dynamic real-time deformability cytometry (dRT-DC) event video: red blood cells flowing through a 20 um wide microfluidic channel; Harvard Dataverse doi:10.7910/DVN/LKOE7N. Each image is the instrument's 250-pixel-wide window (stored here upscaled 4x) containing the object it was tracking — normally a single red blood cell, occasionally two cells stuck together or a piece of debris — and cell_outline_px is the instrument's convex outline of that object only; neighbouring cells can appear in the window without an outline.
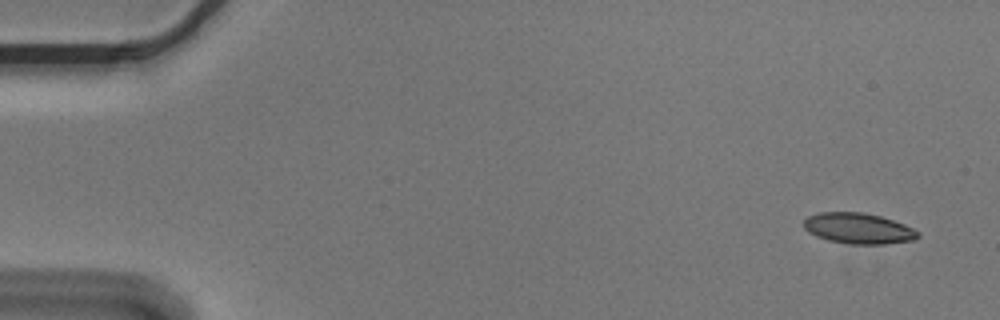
{"species": "Egyptian fruit bat (a non-hibernating species)", "species_latin": "Rousettus aegyptiacus", "temperature_condition": "cold", "stored_images_in_passage": 6, "camera_frame_rate_fps": 3000, "um_per_image_px": 0.085, "animal": {"sex": "male"}, "frame": {"image": 1, "passage_image": 1, "time_ms": 0.0, "image_size_px": [1000, 320], "cell_outline_px": [[920, 236], [916, 240], [884, 244], [852, 244], [828, 240], [816, 236], [808, 232], [804, 228], [804, 220], [808, 216], [820, 212], [864, 212], [880, 216], [904, 224], [920, 232]], "centroid_in_image_um": [72.98, 19.41], "position_along_channel_um": 12.0, "area_um2": 20.52}}
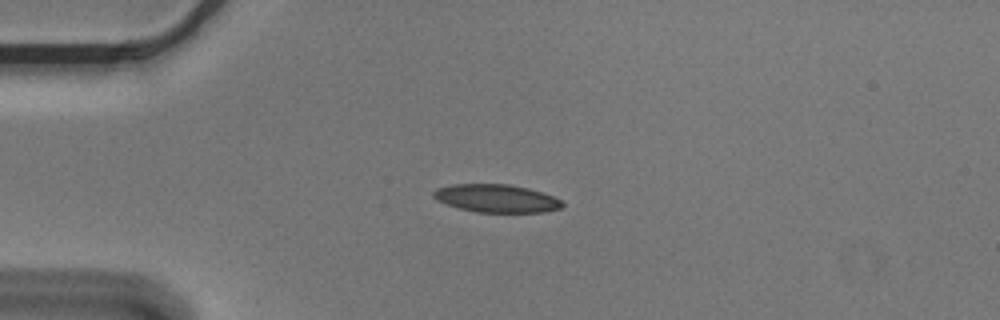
{"frame": {"image": 2, "passage_image": 4, "time_ms": 1.0, "image_size_px": [1000, 320], "cell_outline_px": [[564, 204], [560, 208], [544, 212], [476, 212], [460, 208], [436, 200], [432, 196], [432, 192], [436, 188], [452, 184], [508, 184], [528, 188], [552, 196], [560, 200]], "centroid_in_image_um": [42.16, 16.85], "position_along_channel_um": 42.8, "area_um2": 20.87}}
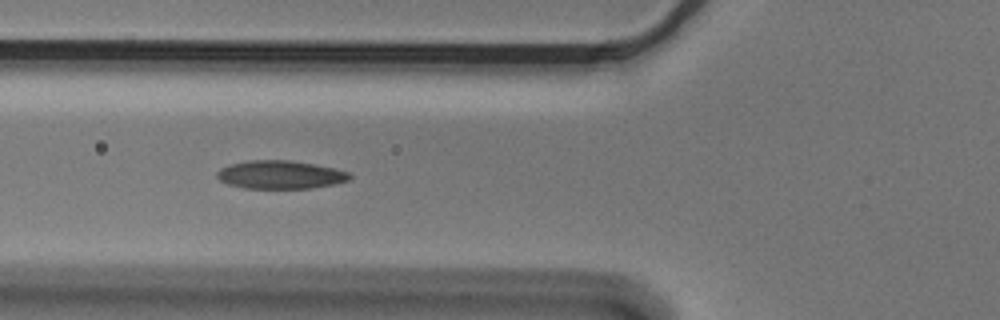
{"frame": {"image": 3, "passage_image": 6, "time_ms": 1.667, "image_size_px": [1000, 320], "cell_outline_px": [[352, 176], [348, 180], [336, 184], [312, 188], [244, 188], [228, 184], [220, 180], [216, 176], [216, 172], [220, 168], [228, 164], [248, 160], [288, 160], [312, 164], [332, 168], [348, 172]], "centroid_in_image_um": [23.78, 14.85], "position_along_channel_um": 102.0, "area_um2": 21.79}}